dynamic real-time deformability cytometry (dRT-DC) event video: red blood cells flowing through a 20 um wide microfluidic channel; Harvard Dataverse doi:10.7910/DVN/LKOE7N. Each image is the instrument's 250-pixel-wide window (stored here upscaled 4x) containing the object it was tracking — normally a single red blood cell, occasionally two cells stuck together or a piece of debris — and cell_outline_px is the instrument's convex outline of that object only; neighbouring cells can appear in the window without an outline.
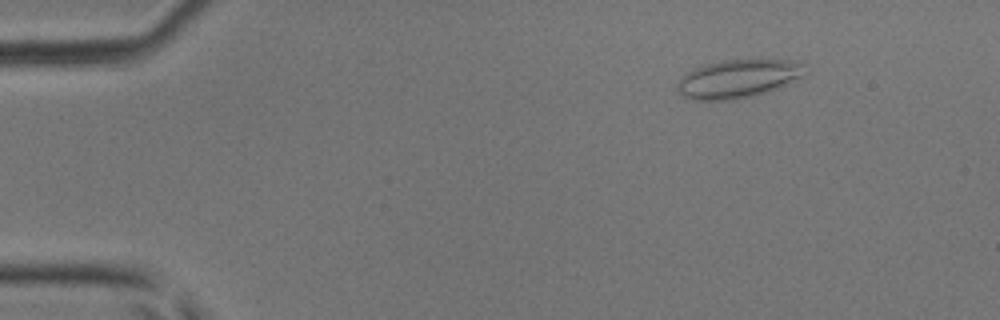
{"species": "common noctule bat (a hibernating species)", "species_latin": "Nyctalus noctula", "temperature_condition": "room temperature", "stored_images_in_passage": 45, "camera_frame_rate_fps": 3000, "um_per_image_px": 0.085, "animal": {"sex": "male", "body_mass_g": 17.9, "forearm_length_mm": 54.2}, "frame": {"image": 1, "passage_image": 6, "time_ms": 1.667, "image_size_px": [1000, 320], "cell_outline_px": [[808, 72], [804, 76], [768, 92], [752, 96], [732, 100], [692, 100], [684, 96], [676, 88], [676, 84], [692, 68], [704, 64], [720, 60], [800, 60], [804, 64]], "centroid_in_image_um": [62.77, 6.68], "position_along_channel_um": 22.2, "area_um2": 28.78}}
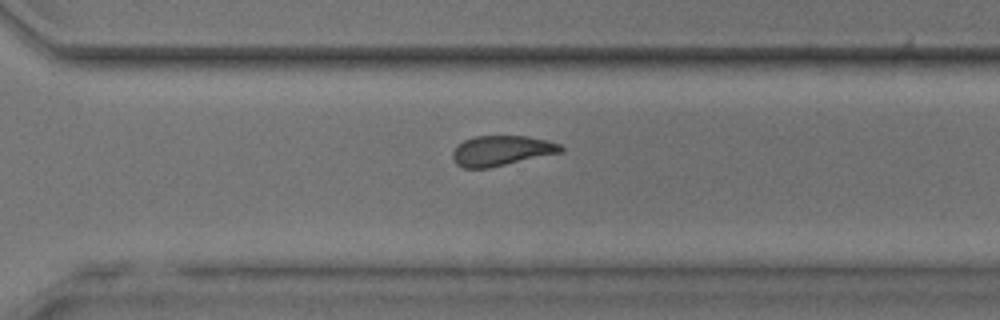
{"frame": {"image": 2, "passage_image": 32, "time_ms": 10.333, "image_size_px": [1000, 320], "cell_outline_px": [[564, 152], [488, 168], [464, 168], [456, 164], [452, 156], [452, 152], [464, 140], [476, 136], [528, 136], [548, 140], [560, 144], [564, 148]], "centroid_in_image_um": [42.67, 12.81], "position_along_channel_um": 327.9, "area_um2": 19.02}}
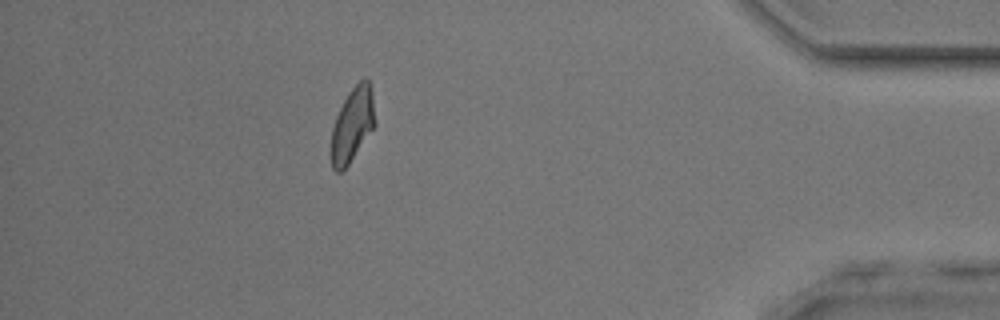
{"frame": {"image": 3, "passage_image": 40, "time_ms": 13.0, "image_size_px": [1000, 320], "cell_outline_px": [[376, 124], [348, 164], [340, 172], [336, 172], [332, 168], [332, 128], [336, 116], [348, 92], [364, 76], [368, 80], [372, 96], [376, 120]], "centroid_in_image_um": [29.96, 10.57], "position_along_channel_um": 405.2, "area_um2": 18.55}}